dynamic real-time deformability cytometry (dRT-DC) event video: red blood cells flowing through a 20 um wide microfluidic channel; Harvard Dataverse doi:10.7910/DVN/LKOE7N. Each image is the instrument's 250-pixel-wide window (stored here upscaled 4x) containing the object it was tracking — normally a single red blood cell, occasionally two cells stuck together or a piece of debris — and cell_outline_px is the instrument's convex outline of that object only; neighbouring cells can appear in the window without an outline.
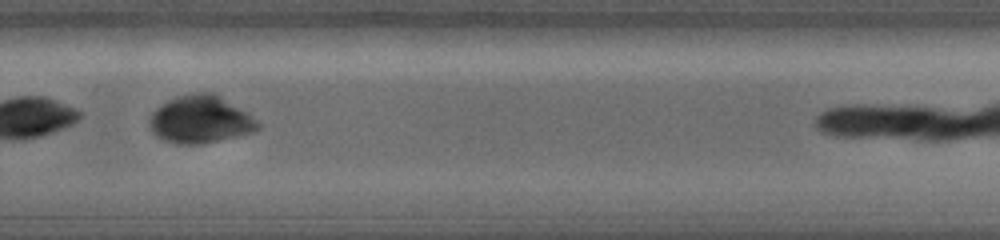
{"species": "common noctule bat (a hibernating species)", "species_latin": "Nyctalus noctula", "temperature_condition": "warm", "stored_images_in_passage": 10, "camera_frame_rate_fps": 5000, "um_per_image_px": 0.085, "animal": {"sex": "female", "body_mass_g": 19.0, "forearm_length_mm": 56.7}, "frame": {"image": 1, "passage_image": 10, "time_ms": 3.8, "image_size_px": [1000, 240], "cell_outline_px": [[260, 128], [252, 132], [200, 144], [176, 144], [164, 140], [156, 136], [152, 132], [148, 124], [148, 120], [152, 112], [156, 108], [168, 100], [176, 96], [192, 92], [212, 92], [220, 96], [256, 120], [260, 124]], "centroid_in_image_um": [16.96, 10.15], "position_along_channel_um": 312.8, "area_um2": 29.77}}